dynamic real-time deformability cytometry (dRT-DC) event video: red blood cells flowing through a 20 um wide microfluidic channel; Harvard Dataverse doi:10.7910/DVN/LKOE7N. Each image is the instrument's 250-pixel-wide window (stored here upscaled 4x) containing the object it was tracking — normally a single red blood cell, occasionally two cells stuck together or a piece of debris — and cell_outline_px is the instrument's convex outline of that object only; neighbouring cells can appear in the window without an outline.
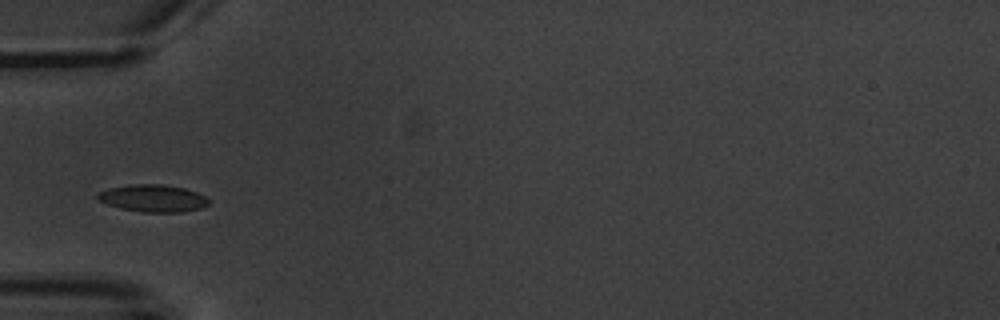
{"species": "common noctule bat (a hibernating species)", "species_latin": "Nyctalus noctula", "temperature_condition": "warm", "stored_images_in_passage": 7, "camera_frame_rate_fps": 3000, "um_per_image_px": 0.085, "animal": {"sex": "male", "body_mass_g": 20.1, "forearm_length_mm": 53.5}, "frame": {"image": 1, "passage_image": 3, "time_ms": 3.333, "image_size_px": [1000, 320], "cell_outline_px": [[208, 204], [204, 208], [184, 212], [140, 212], [120, 208], [108, 204], [100, 200], [96, 196], [100, 192], [108, 188], [128, 184], [160, 184], [184, 188], [196, 192], [204, 196], [208, 200]], "centroid_in_image_um": [13.02, 16.86], "position_along_channel_um": 72.0, "area_um2": 17.63}}
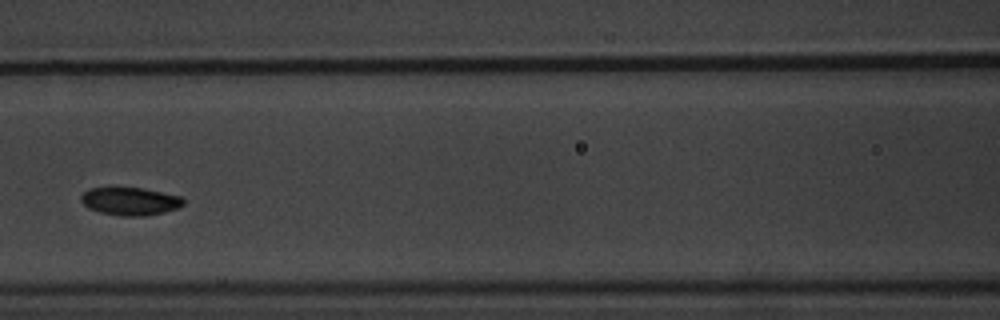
{"frame": {"image": 2, "passage_image": 5, "time_ms": 5.667, "image_size_px": [1000, 320], "cell_outline_px": [[184, 204], [176, 208], [164, 212], [144, 216], [120, 216], [100, 212], [88, 208], [80, 200], [80, 196], [88, 188], [144, 188], [180, 196], [184, 200]], "centroid_in_image_um": [11.04, 17.11], "position_along_channel_um": 155.6, "area_um2": 16.59}}
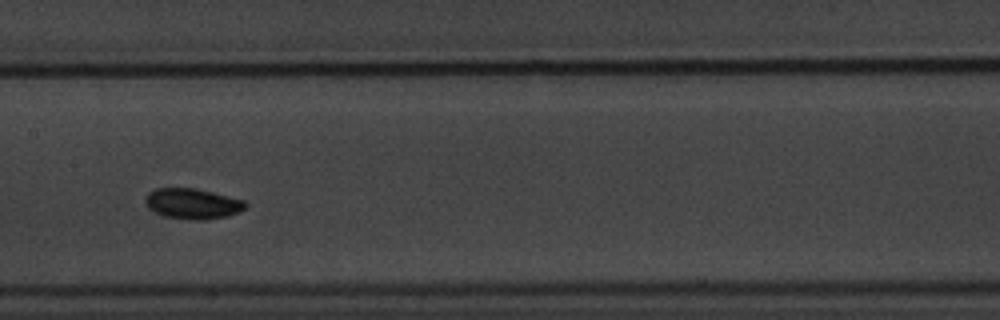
{"frame": {"image": 3, "passage_image": 6, "time_ms": 6.667, "image_size_px": [1000, 320], "cell_outline_px": [[248, 204], [240, 212], [228, 216], [200, 220], [192, 220], [164, 216], [148, 208], [144, 200], [144, 196], [148, 192], [156, 188], [196, 188], [244, 200]], "centroid_in_image_um": [16.35, 17.31], "position_along_channel_um": 191.1, "area_um2": 17.86}}